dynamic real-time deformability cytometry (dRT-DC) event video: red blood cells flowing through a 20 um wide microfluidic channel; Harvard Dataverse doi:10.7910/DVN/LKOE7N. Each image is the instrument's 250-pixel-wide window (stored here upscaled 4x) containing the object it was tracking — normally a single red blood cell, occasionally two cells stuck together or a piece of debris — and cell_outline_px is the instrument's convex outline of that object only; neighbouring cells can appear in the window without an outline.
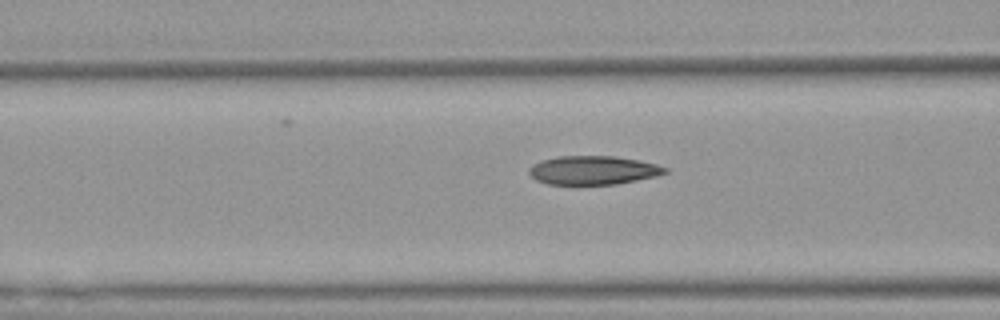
{"species": "Egyptian fruit bat (a non-hibernating species)", "species_latin": "Rousettus aegyptiacus", "temperature_condition": "warm", "stored_images_in_passage": 15, "camera_frame_rate_fps": 3000, "um_per_image_px": 0.085, "animal": {"sex": "female"}, "frame": {"image": 1, "passage_image": 13, "time_ms": 4.0, "image_size_px": [1000, 320], "cell_outline_px": [[668, 172], [656, 176], [616, 184], [548, 184], [536, 180], [528, 172], [528, 168], [532, 164], [540, 160], [556, 156], [616, 156], [640, 160], [656, 164], [668, 168]], "centroid_in_image_um": [50.4, 14.46], "position_along_channel_um": 116.2, "area_um2": 22.89}}